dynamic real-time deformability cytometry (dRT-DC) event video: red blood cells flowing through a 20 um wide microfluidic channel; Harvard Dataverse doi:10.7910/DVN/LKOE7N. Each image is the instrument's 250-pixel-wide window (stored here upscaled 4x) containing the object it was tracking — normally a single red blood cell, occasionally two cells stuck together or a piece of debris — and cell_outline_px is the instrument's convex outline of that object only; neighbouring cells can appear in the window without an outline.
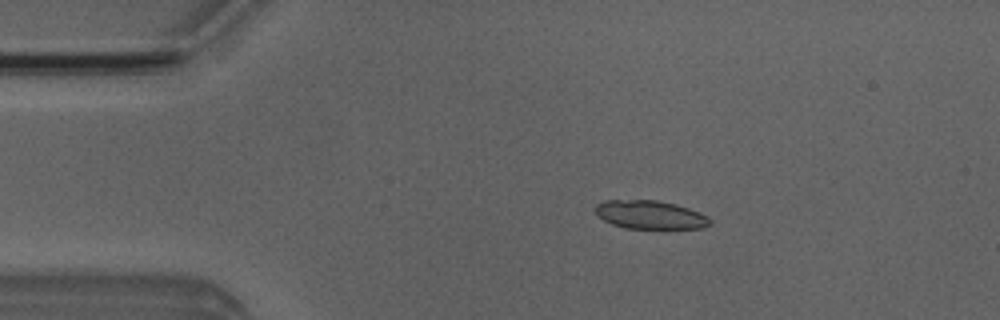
{"species": "Egyptian fruit bat (a non-hibernating species)", "species_latin": "Rousettus aegyptiacus", "temperature_condition": "room temperature", "stored_images_in_passage": 5, "camera_frame_rate_fps": 3000, "um_per_image_px": 0.085, "animal": {"sex": "male"}, "frame": {"image": 1, "passage_image": 2, "time_ms": 1.333, "image_size_px": [1000, 320], "cell_outline_px": [[712, 224], [704, 228], [624, 228], [612, 224], [596, 216], [592, 208], [596, 204], [604, 200], [656, 200], [676, 204], [700, 212], [708, 216], [712, 220]], "centroid_in_image_um": [55.24, 18.25], "position_along_channel_um": 29.8, "area_um2": 19.31}}